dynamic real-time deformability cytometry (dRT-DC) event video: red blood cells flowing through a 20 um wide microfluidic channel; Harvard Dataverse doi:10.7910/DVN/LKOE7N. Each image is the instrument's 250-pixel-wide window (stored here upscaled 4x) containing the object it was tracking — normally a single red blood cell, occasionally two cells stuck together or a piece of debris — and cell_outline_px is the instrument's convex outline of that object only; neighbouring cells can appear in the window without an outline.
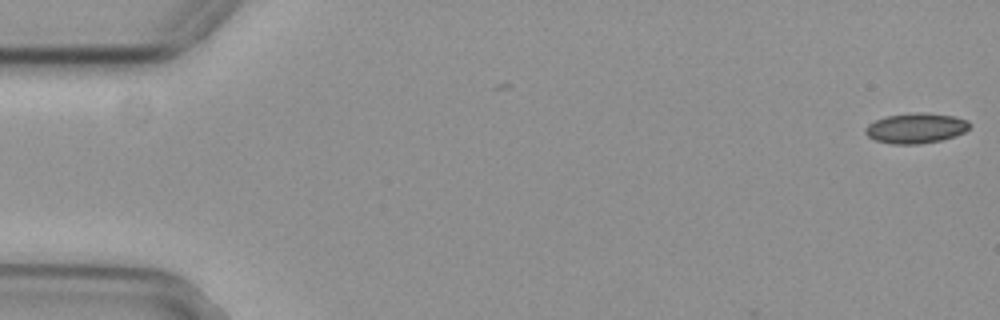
{"species": "common noctule bat (a hibernating species)", "species_latin": "Nyctalus noctula", "temperature_condition": "cold", "stored_images_in_passage": 56, "camera_frame_rate_fps": 3000, "um_per_image_px": 0.085, "animal": {"sex": "female", "body_mass_g": 29.2, "forearm_length_mm": 56.3}, "frame": {"image": 1, "passage_image": 1, "time_ms": 0.0, "image_size_px": [1000, 320], "cell_outline_px": [[972, 124], [964, 132], [940, 140], [920, 144], [892, 144], [876, 140], [868, 136], [864, 132], [864, 128], [868, 124], [876, 120], [888, 116], [916, 112], [928, 112], [956, 116], [968, 120]], "centroid_in_image_um": [77.86, 10.88], "position_along_channel_um": 7.1, "area_um2": 18.38}}
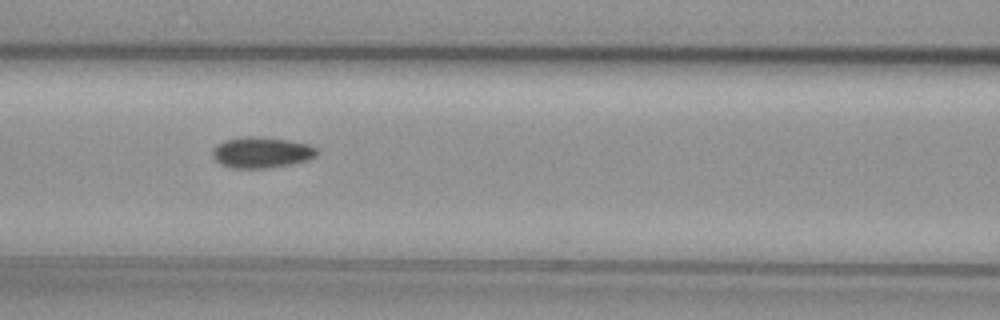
{"frame": {"image": 2, "passage_image": 24, "time_ms": 7.667, "image_size_px": [1000, 320], "cell_outline_px": [[316, 156], [308, 160], [268, 168], [228, 168], [220, 164], [212, 156], [212, 148], [216, 144], [224, 140], [244, 136], [260, 136], [288, 140], [308, 144], [316, 148]], "centroid_in_image_um": [22.17, 12.95], "position_along_channel_um": 144.4, "area_um2": 18.96}}
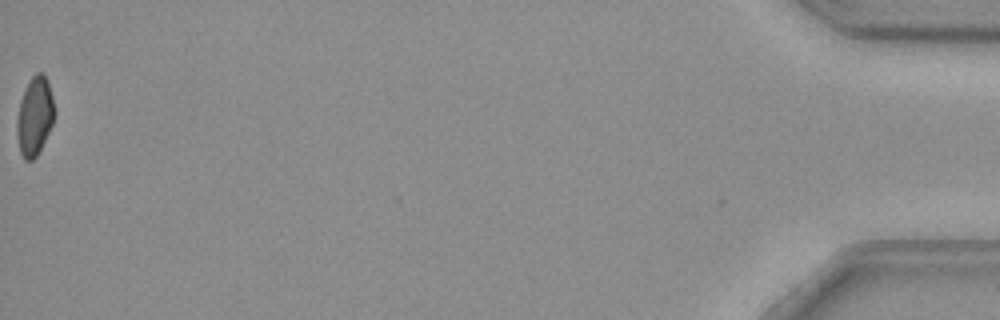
{"frame": {"image": 3, "passage_image": 56, "time_ms": 18.333, "image_size_px": [1000, 320], "cell_outline_px": [[56, 116], [36, 156], [32, 160], [24, 160], [20, 152], [16, 132], [16, 120], [20, 100], [32, 76], [36, 72], [44, 72], [48, 80], [56, 112]], "centroid_in_image_um": [2.95, 9.85], "position_along_channel_um": 432.2, "area_um2": 17.22}, "authors_computed_cell_mechanics": {"area_um2": 18.3804, "velocity_mm_per_s": 3.7111, "shape_relaxation_time_tau1_ms": 8.6628, "shape_relaxation_time_tau2_ms": 5.7028, "deformation_change_tau1": 0.1205, "deformation_change_tau2": 0.074}}